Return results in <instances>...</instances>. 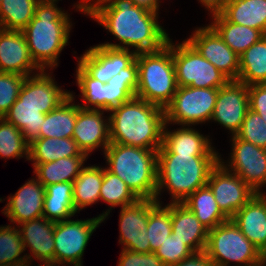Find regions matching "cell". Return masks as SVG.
Here are the masks:
<instances>
[{
    "label": "cell",
    "instance_id": "38",
    "mask_svg": "<svg viewBox=\"0 0 266 266\" xmlns=\"http://www.w3.org/2000/svg\"><path fill=\"white\" fill-rule=\"evenodd\" d=\"M29 160V143L13 124L0 118V158Z\"/></svg>",
    "mask_w": 266,
    "mask_h": 266
},
{
    "label": "cell",
    "instance_id": "49",
    "mask_svg": "<svg viewBox=\"0 0 266 266\" xmlns=\"http://www.w3.org/2000/svg\"><path fill=\"white\" fill-rule=\"evenodd\" d=\"M53 1H59V0H53ZM74 8L76 10L81 11V13L86 14L88 16V0H81L77 2V4H74Z\"/></svg>",
    "mask_w": 266,
    "mask_h": 266
},
{
    "label": "cell",
    "instance_id": "9",
    "mask_svg": "<svg viewBox=\"0 0 266 266\" xmlns=\"http://www.w3.org/2000/svg\"><path fill=\"white\" fill-rule=\"evenodd\" d=\"M172 58L178 86L221 88L230 81L186 39L176 44L172 41Z\"/></svg>",
    "mask_w": 266,
    "mask_h": 266
},
{
    "label": "cell",
    "instance_id": "25",
    "mask_svg": "<svg viewBox=\"0 0 266 266\" xmlns=\"http://www.w3.org/2000/svg\"><path fill=\"white\" fill-rule=\"evenodd\" d=\"M76 96H70L56 109L45 114V119L39 132V138H72L77 112L81 108L75 104Z\"/></svg>",
    "mask_w": 266,
    "mask_h": 266
},
{
    "label": "cell",
    "instance_id": "29",
    "mask_svg": "<svg viewBox=\"0 0 266 266\" xmlns=\"http://www.w3.org/2000/svg\"><path fill=\"white\" fill-rule=\"evenodd\" d=\"M211 17L210 25L238 56L265 36L258 29L229 22L221 14Z\"/></svg>",
    "mask_w": 266,
    "mask_h": 266
},
{
    "label": "cell",
    "instance_id": "23",
    "mask_svg": "<svg viewBox=\"0 0 266 266\" xmlns=\"http://www.w3.org/2000/svg\"><path fill=\"white\" fill-rule=\"evenodd\" d=\"M255 195L230 219L243 235L260 249L266 243V195Z\"/></svg>",
    "mask_w": 266,
    "mask_h": 266
},
{
    "label": "cell",
    "instance_id": "26",
    "mask_svg": "<svg viewBox=\"0 0 266 266\" xmlns=\"http://www.w3.org/2000/svg\"><path fill=\"white\" fill-rule=\"evenodd\" d=\"M220 14L229 22L266 35V0H229Z\"/></svg>",
    "mask_w": 266,
    "mask_h": 266
},
{
    "label": "cell",
    "instance_id": "28",
    "mask_svg": "<svg viewBox=\"0 0 266 266\" xmlns=\"http://www.w3.org/2000/svg\"><path fill=\"white\" fill-rule=\"evenodd\" d=\"M73 204V182H59L45 187L43 217L53 222L76 214Z\"/></svg>",
    "mask_w": 266,
    "mask_h": 266
},
{
    "label": "cell",
    "instance_id": "50",
    "mask_svg": "<svg viewBox=\"0 0 266 266\" xmlns=\"http://www.w3.org/2000/svg\"><path fill=\"white\" fill-rule=\"evenodd\" d=\"M259 266H266V243L259 249Z\"/></svg>",
    "mask_w": 266,
    "mask_h": 266
},
{
    "label": "cell",
    "instance_id": "5",
    "mask_svg": "<svg viewBox=\"0 0 266 266\" xmlns=\"http://www.w3.org/2000/svg\"><path fill=\"white\" fill-rule=\"evenodd\" d=\"M219 154H157L156 197L161 192L171 195V203H182L197 189L207 185ZM166 189V190H163Z\"/></svg>",
    "mask_w": 266,
    "mask_h": 266
},
{
    "label": "cell",
    "instance_id": "27",
    "mask_svg": "<svg viewBox=\"0 0 266 266\" xmlns=\"http://www.w3.org/2000/svg\"><path fill=\"white\" fill-rule=\"evenodd\" d=\"M87 156L72 138H37L29 143V161L42 164L61 158Z\"/></svg>",
    "mask_w": 266,
    "mask_h": 266
},
{
    "label": "cell",
    "instance_id": "7",
    "mask_svg": "<svg viewBox=\"0 0 266 266\" xmlns=\"http://www.w3.org/2000/svg\"><path fill=\"white\" fill-rule=\"evenodd\" d=\"M138 88L136 97L165 109L177 91L175 65L172 58V39L156 51L136 55Z\"/></svg>",
    "mask_w": 266,
    "mask_h": 266
},
{
    "label": "cell",
    "instance_id": "6",
    "mask_svg": "<svg viewBox=\"0 0 266 266\" xmlns=\"http://www.w3.org/2000/svg\"><path fill=\"white\" fill-rule=\"evenodd\" d=\"M104 157L105 168L122 179L138 199H155L157 151L110 143Z\"/></svg>",
    "mask_w": 266,
    "mask_h": 266
},
{
    "label": "cell",
    "instance_id": "33",
    "mask_svg": "<svg viewBox=\"0 0 266 266\" xmlns=\"http://www.w3.org/2000/svg\"><path fill=\"white\" fill-rule=\"evenodd\" d=\"M208 229L226 222L229 218L220 210L213 192L208 185L197 189L183 202Z\"/></svg>",
    "mask_w": 266,
    "mask_h": 266
},
{
    "label": "cell",
    "instance_id": "24",
    "mask_svg": "<svg viewBox=\"0 0 266 266\" xmlns=\"http://www.w3.org/2000/svg\"><path fill=\"white\" fill-rule=\"evenodd\" d=\"M193 252L206 249L208 229L183 203H172V232Z\"/></svg>",
    "mask_w": 266,
    "mask_h": 266
},
{
    "label": "cell",
    "instance_id": "48",
    "mask_svg": "<svg viewBox=\"0 0 266 266\" xmlns=\"http://www.w3.org/2000/svg\"><path fill=\"white\" fill-rule=\"evenodd\" d=\"M136 6L159 13L160 0H132Z\"/></svg>",
    "mask_w": 266,
    "mask_h": 266
},
{
    "label": "cell",
    "instance_id": "43",
    "mask_svg": "<svg viewBox=\"0 0 266 266\" xmlns=\"http://www.w3.org/2000/svg\"><path fill=\"white\" fill-rule=\"evenodd\" d=\"M165 266L177 264L190 256L193 252L171 233L169 237L154 252Z\"/></svg>",
    "mask_w": 266,
    "mask_h": 266
},
{
    "label": "cell",
    "instance_id": "8",
    "mask_svg": "<svg viewBox=\"0 0 266 266\" xmlns=\"http://www.w3.org/2000/svg\"><path fill=\"white\" fill-rule=\"evenodd\" d=\"M214 266H254L259 262V249L229 219L208 230L205 249Z\"/></svg>",
    "mask_w": 266,
    "mask_h": 266
},
{
    "label": "cell",
    "instance_id": "36",
    "mask_svg": "<svg viewBox=\"0 0 266 266\" xmlns=\"http://www.w3.org/2000/svg\"><path fill=\"white\" fill-rule=\"evenodd\" d=\"M40 0H0V28L22 31L34 17Z\"/></svg>",
    "mask_w": 266,
    "mask_h": 266
},
{
    "label": "cell",
    "instance_id": "35",
    "mask_svg": "<svg viewBox=\"0 0 266 266\" xmlns=\"http://www.w3.org/2000/svg\"><path fill=\"white\" fill-rule=\"evenodd\" d=\"M106 202L110 208L98 215L104 220L116 206L120 208L135 203L138 198L128 188L127 184L118 176L103 167V181L100 188L99 201ZM113 208V209H112Z\"/></svg>",
    "mask_w": 266,
    "mask_h": 266
},
{
    "label": "cell",
    "instance_id": "13",
    "mask_svg": "<svg viewBox=\"0 0 266 266\" xmlns=\"http://www.w3.org/2000/svg\"><path fill=\"white\" fill-rule=\"evenodd\" d=\"M156 199H138L124 206L119 214V244L122 249L136 253H151L147 238V223L150 210L157 204Z\"/></svg>",
    "mask_w": 266,
    "mask_h": 266
},
{
    "label": "cell",
    "instance_id": "37",
    "mask_svg": "<svg viewBox=\"0 0 266 266\" xmlns=\"http://www.w3.org/2000/svg\"><path fill=\"white\" fill-rule=\"evenodd\" d=\"M147 232V238L150 241V249L152 252H155L172 232L171 202L163 207L161 201V203H157L150 210Z\"/></svg>",
    "mask_w": 266,
    "mask_h": 266
},
{
    "label": "cell",
    "instance_id": "47",
    "mask_svg": "<svg viewBox=\"0 0 266 266\" xmlns=\"http://www.w3.org/2000/svg\"><path fill=\"white\" fill-rule=\"evenodd\" d=\"M206 10L209 11V15L213 16L220 14L229 0H198Z\"/></svg>",
    "mask_w": 266,
    "mask_h": 266
},
{
    "label": "cell",
    "instance_id": "20",
    "mask_svg": "<svg viewBox=\"0 0 266 266\" xmlns=\"http://www.w3.org/2000/svg\"><path fill=\"white\" fill-rule=\"evenodd\" d=\"M45 187L33 177L23 184L17 192L8 196V203L2 213L16 226L28 220L43 217Z\"/></svg>",
    "mask_w": 266,
    "mask_h": 266
},
{
    "label": "cell",
    "instance_id": "53",
    "mask_svg": "<svg viewBox=\"0 0 266 266\" xmlns=\"http://www.w3.org/2000/svg\"><path fill=\"white\" fill-rule=\"evenodd\" d=\"M0 266H24V265H16V264H12V263H6V264H0Z\"/></svg>",
    "mask_w": 266,
    "mask_h": 266
},
{
    "label": "cell",
    "instance_id": "19",
    "mask_svg": "<svg viewBox=\"0 0 266 266\" xmlns=\"http://www.w3.org/2000/svg\"><path fill=\"white\" fill-rule=\"evenodd\" d=\"M40 71L42 69L33 61L22 31L0 28V72L31 76Z\"/></svg>",
    "mask_w": 266,
    "mask_h": 266
},
{
    "label": "cell",
    "instance_id": "22",
    "mask_svg": "<svg viewBox=\"0 0 266 266\" xmlns=\"http://www.w3.org/2000/svg\"><path fill=\"white\" fill-rule=\"evenodd\" d=\"M168 126L165 123L163 142L157 154H219L212 146L210 137L201 134L193 126L181 125V128L171 131Z\"/></svg>",
    "mask_w": 266,
    "mask_h": 266
},
{
    "label": "cell",
    "instance_id": "41",
    "mask_svg": "<svg viewBox=\"0 0 266 266\" xmlns=\"http://www.w3.org/2000/svg\"><path fill=\"white\" fill-rule=\"evenodd\" d=\"M236 136L248 143L266 149V123L255 111H247L241 129Z\"/></svg>",
    "mask_w": 266,
    "mask_h": 266
},
{
    "label": "cell",
    "instance_id": "51",
    "mask_svg": "<svg viewBox=\"0 0 266 266\" xmlns=\"http://www.w3.org/2000/svg\"><path fill=\"white\" fill-rule=\"evenodd\" d=\"M99 1H101V0H88V16L94 11L96 4Z\"/></svg>",
    "mask_w": 266,
    "mask_h": 266
},
{
    "label": "cell",
    "instance_id": "16",
    "mask_svg": "<svg viewBox=\"0 0 266 266\" xmlns=\"http://www.w3.org/2000/svg\"><path fill=\"white\" fill-rule=\"evenodd\" d=\"M249 108L248 86L237 80H230L218 90L211 121L225 127L231 136L236 135Z\"/></svg>",
    "mask_w": 266,
    "mask_h": 266
},
{
    "label": "cell",
    "instance_id": "15",
    "mask_svg": "<svg viewBox=\"0 0 266 266\" xmlns=\"http://www.w3.org/2000/svg\"><path fill=\"white\" fill-rule=\"evenodd\" d=\"M186 40L229 80H238L239 56L210 24L197 27Z\"/></svg>",
    "mask_w": 266,
    "mask_h": 266
},
{
    "label": "cell",
    "instance_id": "39",
    "mask_svg": "<svg viewBox=\"0 0 266 266\" xmlns=\"http://www.w3.org/2000/svg\"><path fill=\"white\" fill-rule=\"evenodd\" d=\"M24 252V244L18 227L0 226V264L25 265L28 262L26 254L20 256Z\"/></svg>",
    "mask_w": 266,
    "mask_h": 266
},
{
    "label": "cell",
    "instance_id": "17",
    "mask_svg": "<svg viewBox=\"0 0 266 266\" xmlns=\"http://www.w3.org/2000/svg\"><path fill=\"white\" fill-rule=\"evenodd\" d=\"M132 50L110 48L102 45L89 47L77 57L78 65L92 78L107 83L121 69L129 67L136 60Z\"/></svg>",
    "mask_w": 266,
    "mask_h": 266
},
{
    "label": "cell",
    "instance_id": "40",
    "mask_svg": "<svg viewBox=\"0 0 266 266\" xmlns=\"http://www.w3.org/2000/svg\"><path fill=\"white\" fill-rule=\"evenodd\" d=\"M76 83L81 92L83 109L105 110V83L90 77L78 64Z\"/></svg>",
    "mask_w": 266,
    "mask_h": 266
},
{
    "label": "cell",
    "instance_id": "4",
    "mask_svg": "<svg viewBox=\"0 0 266 266\" xmlns=\"http://www.w3.org/2000/svg\"><path fill=\"white\" fill-rule=\"evenodd\" d=\"M58 1L40 0L34 17L22 30L33 61L42 69L58 66L60 53L68 45L72 22Z\"/></svg>",
    "mask_w": 266,
    "mask_h": 266
},
{
    "label": "cell",
    "instance_id": "1",
    "mask_svg": "<svg viewBox=\"0 0 266 266\" xmlns=\"http://www.w3.org/2000/svg\"><path fill=\"white\" fill-rule=\"evenodd\" d=\"M89 18L118 39L119 43L99 44L110 48L151 52L163 48L170 38L158 22L159 14L136 6L132 0H101Z\"/></svg>",
    "mask_w": 266,
    "mask_h": 266
},
{
    "label": "cell",
    "instance_id": "30",
    "mask_svg": "<svg viewBox=\"0 0 266 266\" xmlns=\"http://www.w3.org/2000/svg\"><path fill=\"white\" fill-rule=\"evenodd\" d=\"M88 158V156H74L42 164H32L33 173L44 187L59 182H73Z\"/></svg>",
    "mask_w": 266,
    "mask_h": 266
},
{
    "label": "cell",
    "instance_id": "52",
    "mask_svg": "<svg viewBox=\"0 0 266 266\" xmlns=\"http://www.w3.org/2000/svg\"><path fill=\"white\" fill-rule=\"evenodd\" d=\"M31 262H27L24 266H31ZM37 266H60V265H57L55 263H42V264H38Z\"/></svg>",
    "mask_w": 266,
    "mask_h": 266
},
{
    "label": "cell",
    "instance_id": "12",
    "mask_svg": "<svg viewBox=\"0 0 266 266\" xmlns=\"http://www.w3.org/2000/svg\"><path fill=\"white\" fill-rule=\"evenodd\" d=\"M231 137L229 161L224 162L220 154L219 162L242 178L256 193H263L261 188L266 186V149L243 141L236 135Z\"/></svg>",
    "mask_w": 266,
    "mask_h": 266
},
{
    "label": "cell",
    "instance_id": "3",
    "mask_svg": "<svg viewBox=\"0 0 266 266\" xmlns=\"http://www.w3.org/2000/svg\"><path fill=\"white\" fill-rule=\"evenodd\" d=\"M108 117L111 143L155 151L161 147L165 109L135 97L110 110Z\"/></svg>",
    "mask_w": 266,
    "mask_h": 266
},
{
    "label": "cell",
    "instance_id": "44",
    "mask_svg": "<svg viewBox=\"0 0 266 266\" xmlns=\"http://www.w3.org/2000/svg\"><path fill=\"white\" fill-rule=\"evenodd\" d=\"M118 266H165L160 258L154 253H136L122 249Z\"/></svg>",
    "mask_w": 266,
    "mask_h": 266
},
{
    "label": "cell",
    "instance_id": "31",
    "mask_svg": "<svg viewBox=\"0 0 266 266\" xmlns=\"http://www.w3.org/2000/svg\"><path fill=\"white\" fill-rule=\"evenodd\" d=\"M138 88V66L135 60L129 67L113 76L105 83V111H110L122 103L136 97Z\"/></svg>",
    "mask_w": 266,
    "mask_h": 266
},
{
    "label": "cell",
    "instance_id": "14",
    "mask_svg": "<svg viewBox=\"0 0 266 266\" xmlns=\"http://www.w3.org/2000/svg\"><path fill=\"white\" fill-rule=\"evenodd\" d=\"M207 185L213 192L220 210L229 219L256 193L242 178L229 171L220 162L212 169Z\"/></svg>",
    "mask_w": 266,
    "mask_h": 266
},
{
    "label": "cell",
    "instance_id": "42",
    "mask_svg": "<svg viewBox=\"0 0 266 266\" xmlns=\"http://www.w3.org/2000/svg\"><path fill=\"white\" fill-rule=\"evenodd\" d=\"M26 76L16 73L0 72V118L16 102Z\"/></svg>",
    "mask_w": 266,
    "mask_h": 266
},
{
    "label": "cell",
    "instance_id": "18",
    "mask_svg": "<svg viewBox=\"0 0 266 266\" xmlns=\"http://www.w3.org/2000/svg\"><path fill=\"white\" fill-rule=\"evenodd\" d=\"M105 110L83 109L77 112L72 139L77 143L79 149L88 157L95 149L103 153L110 145L109 117L105 118Z\"/></svg>",
    "mask_w": 266,
    "mask_h": 266
},
{
    "label": "cell",
    "instance_id": "34",
    "mask_svg": "<svg viewBox=\"0 0 266 266\" xmlns=\"http://www.w3.org/2000/svg\"><path fill=\"white\" fill-rule=\"evenodd\" d=\"M237 81L247 86L266 83V35L239 56Z\"/></svg>",
    "mask_w": 266,
    "mask_h": 266
},
{
    "label": "cell",
    "instance_id": "46",
    "mask_svg": "<svg viewBox=\"0 0 266 266\" xmlns=\"http://www.w3.org/2000/svg\"><path fill=\"white\" fill-rule=\"evenodd\" d=\"M171 266H214L206 251L192 253L187 258Z\"/></svg>",
    "mask_w": 266,
    "mask_h": 266
},
{
    "label": "cell",
    "instance_id": "32",
    "mask_svg": "<svg viewBox=\"0 0 266 266\" xmlns=\"http://www.w3.org/2000/svg\"><path fill=\"white\" fill-rule=\"evenodd\" d=\"M102 181L103 166L90 164L82 168L73 181V204L76 212L99 202Z\"/></svg>",
    "mask_w": 266,
    "mask_h": 266
},
{
    "label": "cell",
    "instance_id": "10",
    "mask_svg": "<svg viewBox=\"0 0 266 266\" xmlns=\"http://www.w3.org/2000/svg\"><path fill=\"white\" fill-rule=\"evenodd\" d=\"M218 90L178 86L171 103L165 108L166 123L195 126L210 122Z\"/></svg>",
    "mask_w": 266,
    "mask_h": 266
},
{
    "label": "cell",
    "instance_id": "11",
    "mask_svg": "<svg viewBox=\"0 0 266 266\" xmlns=\"http://www.w3.org/2000/svg\"><path fill=\"white\" fill-rule=\"evenodd\" d=\"M103 219L99 216L55 222L54 263L60 266H83L82 256L90 237Z\"/></svg>",
    "mask_w": 266,
    "mask_h": 266
},
{
    "label": "cell",
    "instance_id": "21",
    "mask_svg": "<svg viewBox=\"0 0 266 266\" xmlns=\"http://www.w3.org/2000/svg\"><path fill=\"white\" fill-rule=\"evenodd\" d=\"M17 227L21 233L24 249L27 247L30 249V253L28 255L26 253L28 262L32 263L36 259L41 263H54L55 222L41 217L22 222Z\"/></svg>",
    "mask_w": 266,
    "mask_h": 266
},
{
    "label": "cell",
    "instance_id": "2",
    "mask_svg": "<svg viewBox=\"0 0 266 266\" xmlns=\"http://www.w3.org/2000/svg\"><path fill=\"white\" fill-rule=\"evenodd\" d=\"M57 85L48 70L26 76L16 102L3 117L22 132L28 143L39 138L45 114L70 96V91Z\"/></svg>",
    "mask_w": 266,
    "mask_h": 266
},
{
    "label": "cell",
    "instance_id": "45",
    "mask_svg": "<svg viewBox=\"0 0 266 266\" xmlns=\"http://www.w3.org/2000/svg\"><path fill=\"white\" fill-rule=\"evenodd\" d=\"M249 107L257 112L266 123V83L248 86Z\"/></svg>",
    "mask_w": 266,
    "mask_h": 266
}]
</instances>
